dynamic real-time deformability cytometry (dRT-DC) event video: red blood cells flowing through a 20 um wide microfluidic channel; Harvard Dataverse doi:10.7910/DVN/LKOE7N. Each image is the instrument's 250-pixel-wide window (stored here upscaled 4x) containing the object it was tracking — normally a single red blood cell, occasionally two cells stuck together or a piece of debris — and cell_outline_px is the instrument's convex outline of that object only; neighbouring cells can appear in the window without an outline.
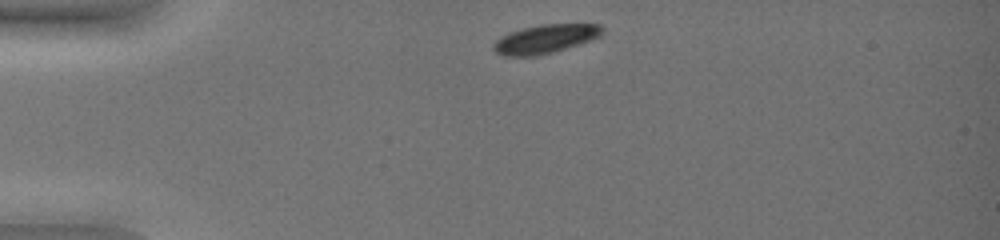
{"species": "common noctule bat (a hibernating species)", "species_latin": "Nyctalus noctula", "temperature_condition": "warm", "stored_images_in_passage": 37, "camera_frame_rate_fps": 3000, "um_per_image_px": 0.085, "animal": {"sex": "female", "body_mass_g": 19.0, "forearm_length_mm": 51.5}, "frame": {"image": 1, "passage_image": 1, "time_ms": 0.0, "image_size_px": [1000, 240], "cell_outline_px": [[604, 32], [600, 36], [592, 40], [580, 44], [552, 52], [536, 56], [504, 56], [496, 52], [492, 48], [492, 44], [500, 36], [524, 28], [540, 24], [600, 24], [604, 28]], "centroid_in_image_um": [46.37, 3.31], "position_along_channel_um": 38.6, "area_um2": 18.26}}
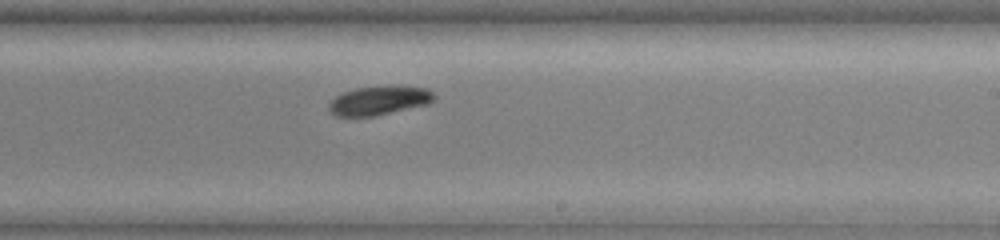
{"frame": {"image": 2, "passage_image": 22, "time_ms": 7.0, "image_size_px": [1000, 240], "cell_outline_px": [[436, 100], [428, 104], [376, 116], [336, 116], [328, 112], [328, 104], [336, 96], [344, 92], [356, 88], [392, 84], [396, 84], [428, 88], [436, 92]], "centroid_in_image_um": [32.3, 8.51], "position_along_channel_um": 256.7, "area_um2": 18.44}}
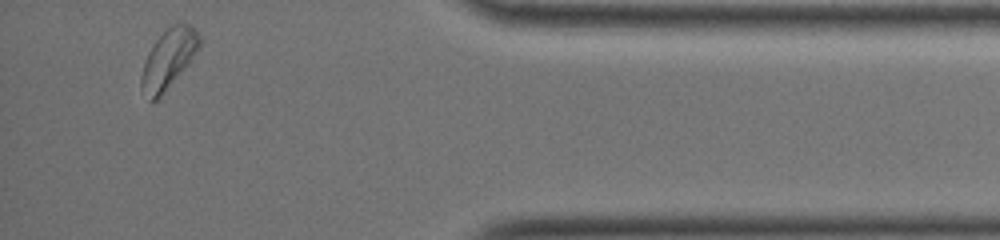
{"frame": {"image": 3, "passage_image": 37, "time_ms": 12.0, "image_size_px": [1000, 240], "cell_outline_px": [[200, 48], [184, 68], [160, 96], [152, 104], [148, 100], [140, 88], [140, 76], [144, 60], [148, 52], [156, 40], [172, 24], [188, 24], [200, 36]], "centroid_in_image_um": [14.27, 5.04], "position_along_channel_um": 420.9, "area_um2": 19.77}, "authors_computed_cell_mechanics": {"area_um2": 19.1318, "velocity_mm_per_s": 3.7744, "shape_relaxation_time_tau1_ms": 2.9599, "shape_relaxation_time_tau2_ms": null, "deformation_change_tau1": 0.0856, "deformation_change_tau2": null}}